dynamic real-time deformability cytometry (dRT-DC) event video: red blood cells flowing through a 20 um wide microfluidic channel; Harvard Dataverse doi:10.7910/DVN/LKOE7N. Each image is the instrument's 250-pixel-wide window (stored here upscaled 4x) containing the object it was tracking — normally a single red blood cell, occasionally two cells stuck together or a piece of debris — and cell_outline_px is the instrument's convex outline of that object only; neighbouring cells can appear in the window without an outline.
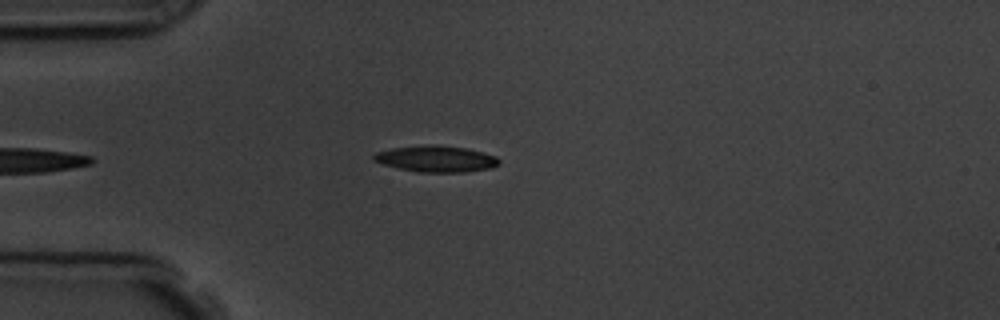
{"species": "common noctule bat (a hibernating species)", "species_latin": "Nyctalus noctula", "temperature_condition": "room temperature", "stored_images_in_passage": 1, "camera_frame_rate_fps": 3000, "um_per_image_px": 0.085, "animal": {"sex": "male", "body_mass_g": 19.5, "forearm_length_mm": 54.6}, "frame": {"image": 1, "passage_image": 1, "time_ms": 0.0, "image_size_px": [1000, 320], "cell_outline_px": [[500, 164], [492, 168], [464, 172], [420, 172], [396, 168], [372, 160], [372, 156], [376, 152], [392, 148], [464, 148], [496, 156], [500, 160]], "centroid_in_image_um": [37.09, 13.57], "position_along_channel_um": 47.9, "area_um2": 18.09}}